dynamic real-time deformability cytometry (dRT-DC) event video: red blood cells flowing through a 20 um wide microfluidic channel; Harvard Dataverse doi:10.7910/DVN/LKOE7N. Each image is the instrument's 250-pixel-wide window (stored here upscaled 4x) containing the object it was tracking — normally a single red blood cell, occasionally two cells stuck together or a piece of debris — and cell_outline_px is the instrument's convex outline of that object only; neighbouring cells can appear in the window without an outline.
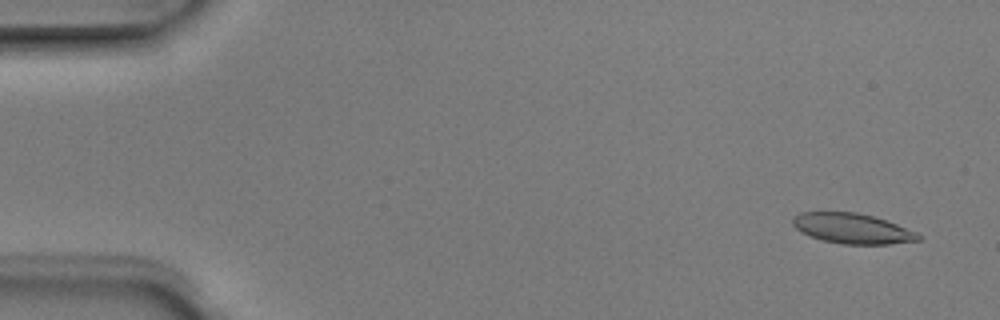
{"species": "Egyptian fruit bat (a non-hibernating species)", "species_latin": "Rousettus aegyptiacus", "temperature_condition": "room temperature", "stored_images_in_passage": 6, "camera_frame_rate_fps": 3000, "um_per_image_px": 0.085, "animal": {"sex": "male"}, "frame": {"image": 1, "passage_image": 1, "time_ms": 0.0, "image_size_px": [1000, 320], "cell_outline_px": [[924, 236], [920, 240], [888, 244], [840, 244], [808, 236], [796, 228], [792, 224], [792, 216], [800, 212], [856, 212], [872, 216], [896, 224], [916, 232]], "centroid_in_image_um": [72.42, 19.42], "position_along_channel_um": 12.6, "area_um2": 22.08}}
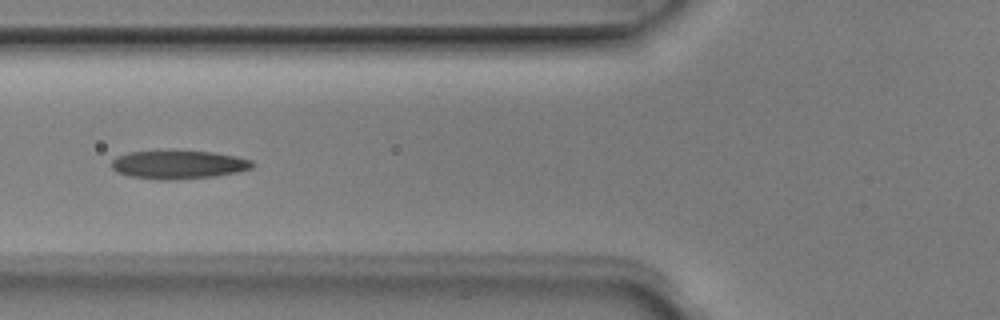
{"frame": {"image": 2, "passage_image": 5, "time_ms": 1.333, "image_size_px": [1000, 320], "cell_outline_px": [[256, 164], [252, 168], [236, 172], [216, 176], [172, 180], [164, 180], [128, 176], [116, 172], [112, 168], [112, 160], [116, 156], [128, 152], [212, 152], [236, 156], [252, 160]], "centroid_in_image_um": [15.18, 14.01], "position_along_channel_um": 110.6, "area_um2": 23.06}}
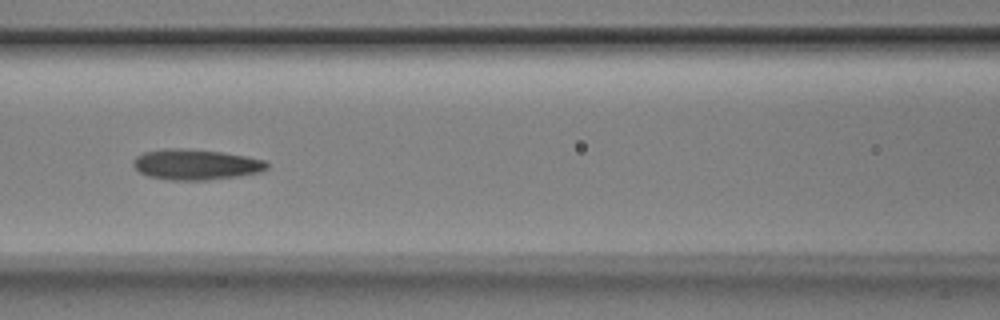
{"frame": {"image": 3, "passage_image": 6, "time_ms": 1.667, "image_size_px": [1000, 320], "cell_outline_px": [[268, 168], [260, 172], [240, 176], [204, 180], [168, 180], [148, 176], [140, 172], [132, 164], [132, 160], [136, 156], [144, 152], [168, 148], [180, 148], [220, 152], [244, 156], [264, 160], [268, 164]], "centroid_in_image_um": [16.62, 13.99], "position_along_channel_um": 150.0, "area_um2": 23.7}}